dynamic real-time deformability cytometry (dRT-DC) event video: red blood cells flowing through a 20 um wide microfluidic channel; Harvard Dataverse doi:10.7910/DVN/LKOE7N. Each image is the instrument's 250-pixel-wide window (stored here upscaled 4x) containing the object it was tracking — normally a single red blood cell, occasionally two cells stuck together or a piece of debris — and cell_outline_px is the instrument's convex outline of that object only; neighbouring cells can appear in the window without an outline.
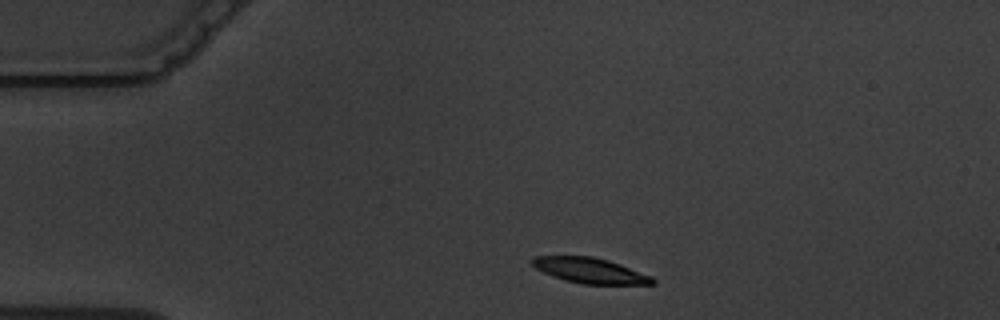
{"species": "common noctule bat (a hibernating species)", "species_latin": "Nyctalus noctula", "temperature_condition": "warm", "stored_images_in_passage": 4, "camera_frame_rate_fps": 3000, "um_per_image_px": 0.085, "animal": {"sex": "male", "body_mass_g": 19.5, "forearm_length_mm": 54.6}, "frame": {"image": 1, "passage_image": 1, "time_ms": 0.0, "image_size_px": [1000, 320], "cell_outline_px": [[656, 284], [580, 284], [564, 280], [552, 276], [536, 268], [532, 264], [532, 260], [536, 256], [592, 256], [608, 260], [620, 264], [652, 276], [656, 280]], "centroid_in_image_um": [50.18, 23.0], "position_along_channel_um": 34.8, "area_um2": 17.74}}
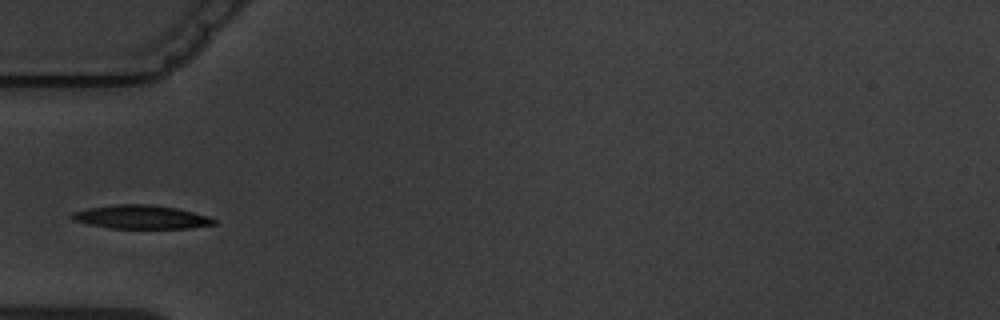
{"frame": {"image": 2, "passage_image": 3, "time_ms": 2.333, "image_size_px": [1000, 320], "cell_outline_px": [[216, 224], [192, 228], [108, 228], [88, 224], [72, 220], [68, 216], [72, 212], [88, 208], [112, 204], [152, 204], [176, 208], [208, 216], [216, 220]], "centroid_in_image_um": [11.95, 18.44], "position_along_channel_um": 73.0, "area_um2": 19.71}}